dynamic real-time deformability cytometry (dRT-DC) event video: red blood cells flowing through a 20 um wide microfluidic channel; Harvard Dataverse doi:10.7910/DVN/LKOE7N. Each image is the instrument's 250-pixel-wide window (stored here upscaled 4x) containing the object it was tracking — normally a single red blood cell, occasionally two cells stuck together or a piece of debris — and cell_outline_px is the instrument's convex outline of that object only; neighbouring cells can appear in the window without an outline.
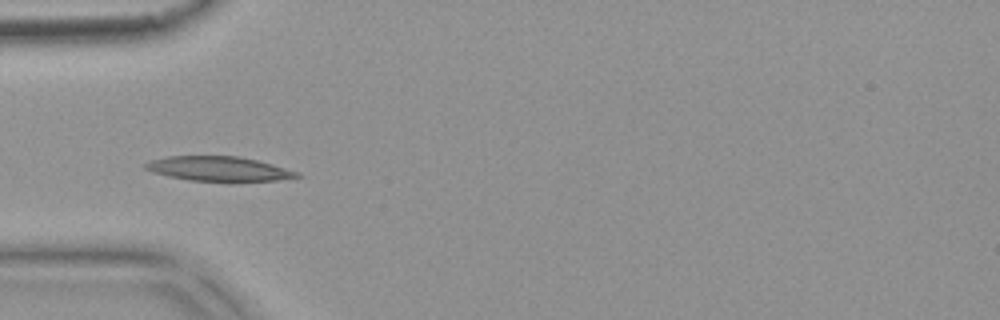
{"species": "common noctule bat (a hibernating species)", "species_latin": "Nyctalus noctula", "temperature_condition": "warm", "stored_images_in_passage": 6, "camera_frame_rate_fps": 3000, "um_per_image_px": 0.085, "animal": {"sex": "female", "body_mass_g": 18.4}, "frame": {"image": 1, "passage_image": 4, "time_ms": 1.0, "image_size_px": [1000, 320], "cell_outline_px": [[300, 176], [276, 180], [232, 184], [228, 184], [188, 180], [168, 176], [152, 172], [144, 168], [144, 164], [148, 160], [168, 156], [236, 156], [256, 160], [272, 164], [296, 172]], "centroid_in_image_um": [18.54, 14.39], "position_along_channel_um": 66.5, "area_um2": 22.43}}